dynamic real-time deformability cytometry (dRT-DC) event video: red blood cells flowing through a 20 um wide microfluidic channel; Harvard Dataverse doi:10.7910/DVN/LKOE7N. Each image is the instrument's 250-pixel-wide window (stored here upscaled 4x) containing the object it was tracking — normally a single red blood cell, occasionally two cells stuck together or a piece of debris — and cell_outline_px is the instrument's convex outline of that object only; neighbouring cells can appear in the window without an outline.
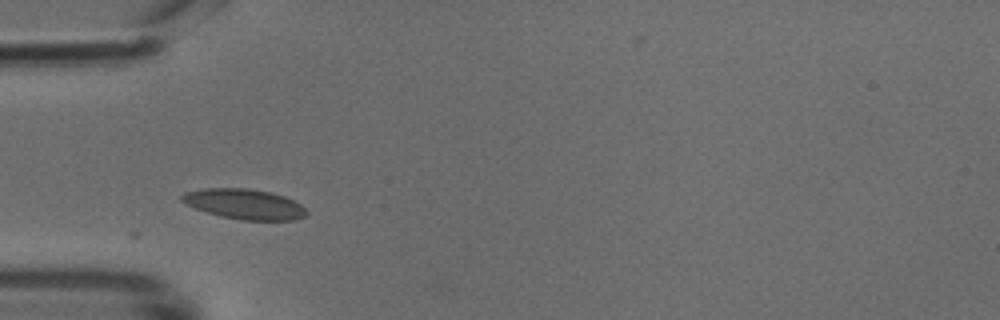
{"species": "common noctule bat (a hibernating species)", "species_latin": "Nyctalus noctula", "temperature_condition": "cold", "stored_images_in_passage": 28, "camera_frame_rate_fps": 3000, "um_per_image_px": 0.085, "animal": {"sex": "male", "body_mass_g": 18.8}, "frame": {"image": 1, "passage_image": 1, "time_ms": 0.0, "image_size_px": [1000, 320], "cell_outline_px": [[308, 212], [304, 216], [296, 220], [240, 220], [220, 216], [196, 208], [180, 200], [180, 196], [184, 192], [204, 188], [248, 188], [268, 192], [284, 196], [300, 204]], "centroid_in_image_um": [20.76, 17.34], "position_along_channel_um": 64.2, "area_um2": 21.79}}
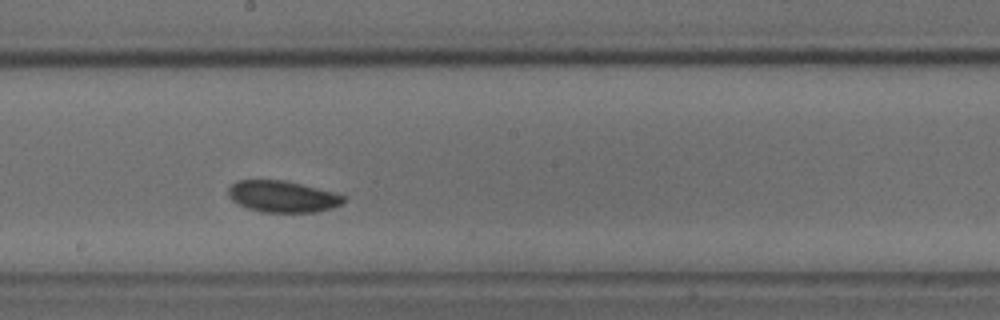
{"frame": {"image": 2, "passage_image": 13, "time_ms": 4.0, "image_size_px": [1000, 320], "cell_outline_px": [[344, 204], [332, 208], [316, 212], [264, 212], [248, 208], [232, 200], [228, 196], [228, 188], [236, 180], [284, 180], [332, 192], [344, 196]], "centroid_in_image_um": [24.0, 16.7], "position_along_channel_um": 224.2, "area_um2": 20.98}}
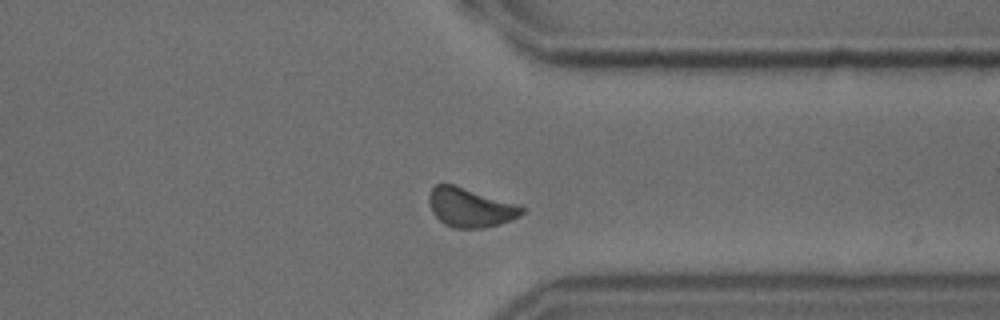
{"frame": {"image": 3, "passage_image": 24, "time_ms": 7.667, "image_size_px": [1000, 320], "cell_outline_px": [[524, 212], [520, 216], [484, 228], [452, 228], [444, 224], [432, 212], [428, 200], [428, 196], [432, 188], [436, 184], [456, 184], [524, 208]], "centroid_in_image_um": [39.89, 17.63], "position_along_channel_um": 371.5, "area_um2": 20.75}}